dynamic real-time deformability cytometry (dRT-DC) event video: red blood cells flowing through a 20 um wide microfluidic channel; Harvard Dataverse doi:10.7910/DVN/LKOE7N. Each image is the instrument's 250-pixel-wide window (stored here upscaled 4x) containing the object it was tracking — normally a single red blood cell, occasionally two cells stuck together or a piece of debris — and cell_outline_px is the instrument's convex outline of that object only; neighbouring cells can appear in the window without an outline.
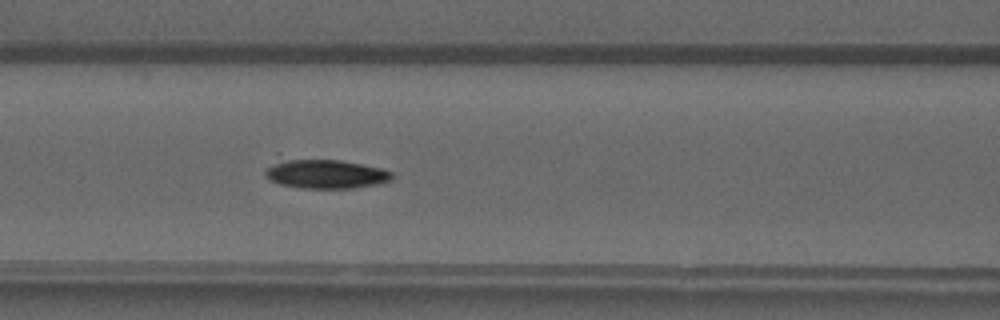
{"species": "common noctule bat (a hibernating species)", "species_latin": "Nyctalus noctula", "temperature_condition": "warm", "stored_images_in_passage": 43, "camera_frame_rate_fps": 3000, "um_per_image_px": 0.085, "animal": {"sex": "male", "forearm_length_mm": 52.5}, "frame": {"image": 1, "passage_image": 20, "time_ms": 6.333, "image_size_px": [1000, 320], "cell_outline_px": [[392, 180], [380, 184], [356, 188], [304, 188], [280, 184], [264, 176], [264, 172], [276, 152], [280, 152], [340, 160], [384, 168], [392, 172]], "centroid_in_image_um": [27.47, 14.66], "position_along_channel_um": 139.1, "area_um2": 23.7}}
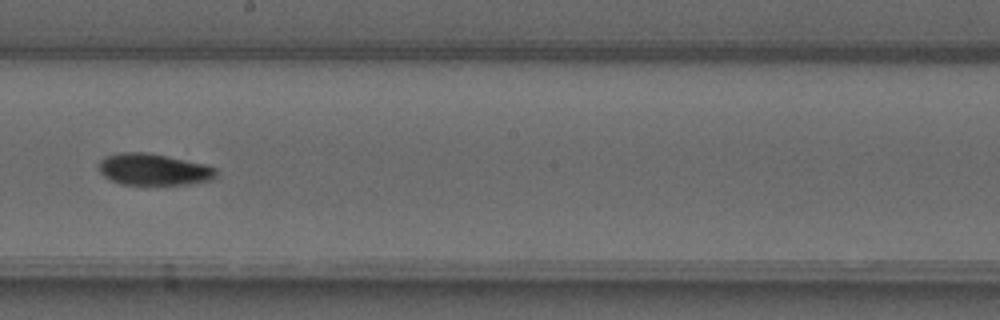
{"frame": {"image": 2, "passage_image": 27, "time_ms": 8.667, "image_size_px": [1000, 320], "cell_outline_px": [[216, 176], [212, 180], [188, 184], [120, 184], [104, 176], [100, 172], [100, 160], [108, 156], [120, 152], [148, 152], [168, 156], [204, 164], [216, 168]], "centroid_in_image_um": [13.08, 14.4], "position_along_channel_um": 235.1, "area_um2": 21.44}}
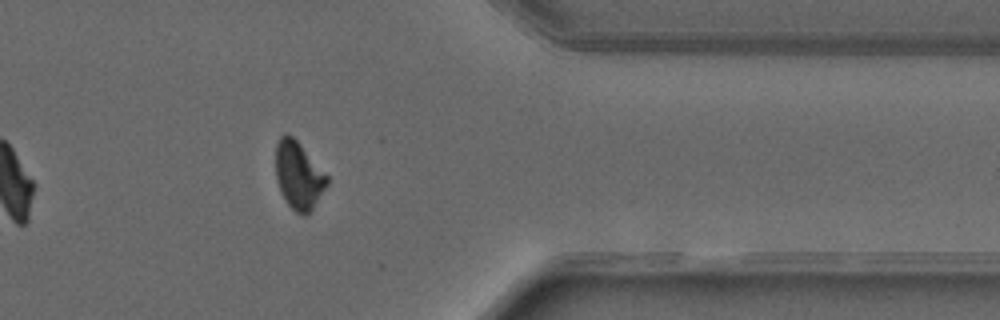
{"frame": {"image": 3, "passage_image": 39, "time_ms": 12.667, "image_size_px": [1000, 320], "cell_outline_px": [[328, 184], [312, 208], [304, 216], [296, 212], [288, 204], [280, 192], [276, 180], [276, 144], [280, 136], [288, 132], [300, 144], [328, 176]], "centroid_in_image_um": [25.36, 14.89], "position_along_channel_um": 386.0, "area_um2": 20.0}}